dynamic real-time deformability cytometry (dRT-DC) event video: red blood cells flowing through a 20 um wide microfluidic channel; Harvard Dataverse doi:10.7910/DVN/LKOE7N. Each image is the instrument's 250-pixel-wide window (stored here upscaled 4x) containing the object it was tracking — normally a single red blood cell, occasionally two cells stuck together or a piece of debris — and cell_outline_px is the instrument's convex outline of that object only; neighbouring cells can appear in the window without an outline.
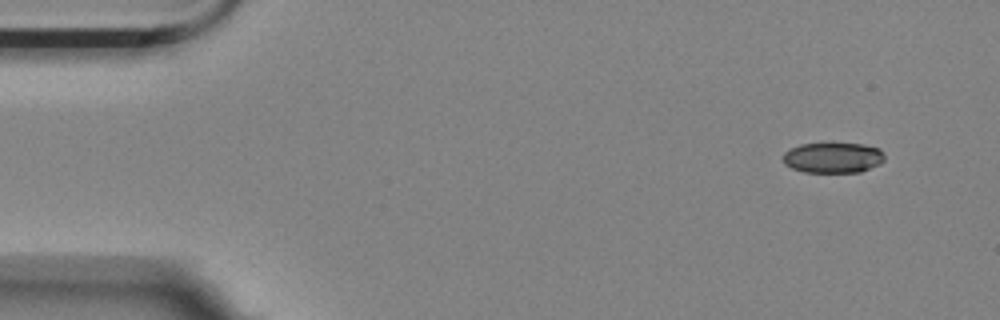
{"species": "Egyptian fruit bat (a non-hibernating species)", "species_latin": "Rousettus aegyptiacus", "temperature_condition": "room temperature", "stored_images_in_passage": 32, "camera_frame_rate_fps": 3000, "um_per_image_px": 0.085, "animal": {"sex": "female"}, "frame": {"image": 1, "passage_image": 1, "time_ms": 0.0, "image_size_px": [1000, 320], "cell_outline_px": [[884, 160], [880, 164], [860, 172], [804, 172], [792, 168], [784, 164], [784, 152], [800, 144], [864, 144], [880, 148], [884, 152]], "centroid_in_image_um": [70.84, 13.41], "position_along_channel_um": 14.2, "area_um2": 17.98}}
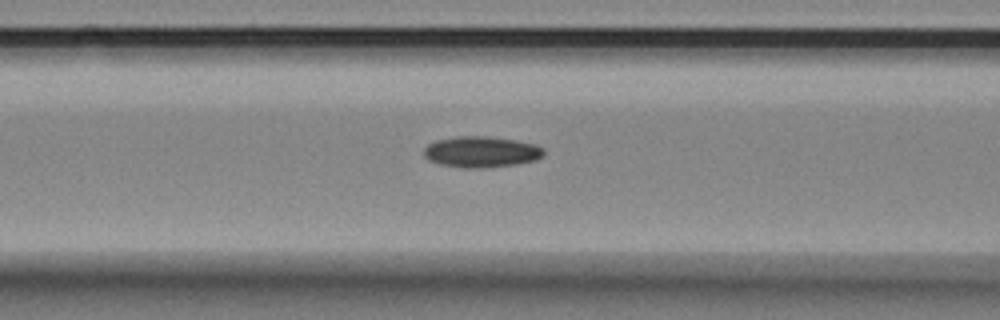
{"frame": {"image": 2, "passage_image": 19, "time_ms": 6.0, "image_size_px": [1000, 320], "cell_outline_px": [[544, 156], [536, 160], [516, 164], [480, 168], [464, 168], [440, 164], [428, 160], [424, 156], [424, 148], [428, 144], [436, 140], [460, 136], [488, 136], [536, 144], [544, 148]], "centroid_in_image_um": [40.91, 12.91], "position_along_channel_um": 125.7, "area_um2": 21.68}}
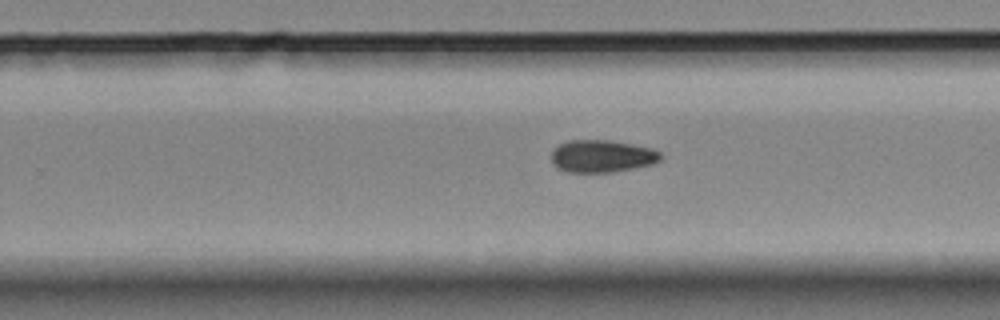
{"frame": {"image": 3, "passage_image": 32, "time_ms": 10.333, "image_size_px": [1000, 320], "cell_outline_px": [[660, 160], [652, 164], [612, 172], [568, 172], [556, 168], [552, 164], [552, 152], [560, 144], [568, 140], [608, 140], [632, 144], [652, 148], [660, 152]], "centroid_in_image_um": [51.14, 13.27], "position_along_channel_um": 278.7, "area_um2": 20.52}}